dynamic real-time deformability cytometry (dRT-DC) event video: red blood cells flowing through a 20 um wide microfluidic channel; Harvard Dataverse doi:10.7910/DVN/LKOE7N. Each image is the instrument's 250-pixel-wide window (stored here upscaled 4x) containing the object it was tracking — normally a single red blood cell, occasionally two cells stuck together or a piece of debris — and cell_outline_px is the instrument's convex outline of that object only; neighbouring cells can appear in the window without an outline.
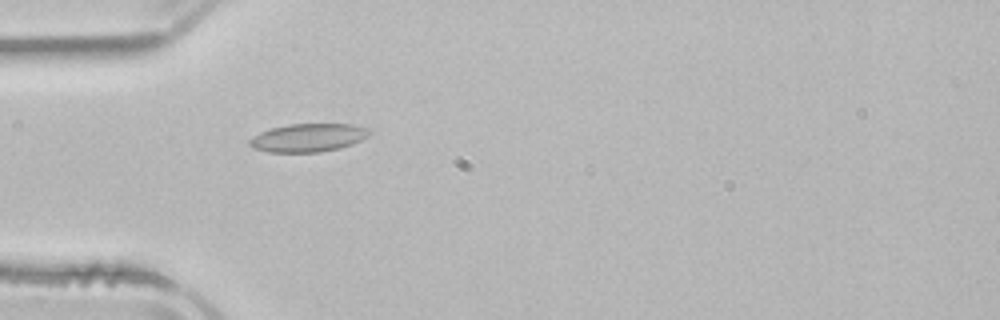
{"species": "common noctule bat (a hibernating species)", "species_latin": "Nyctalus noctula", "temperature_condition": "room temperature", "stored_images_in_passage": 3, "camera_frame_rate_fps": 3000, "um_per_image_px": 0.085, "animal": {"sex": "male", "body_mass_g": 21.5, "forearm_length_mm": 52.0}, "frame": {"image": 1, "passage_image": 3, "time_ms": 3.667, "image_size_px": [1000, 320], "cell_outline_px": [[372, 132], [368, 136], [352, 144], [340, 148], [320, 152], [268, 152], [252, 148], [248, 144], [248, 140], [252, 136], [260, 132], [272, 128], [288, 124], [352, 124], [368, 128]], "centroid_in_image_um": [26.17, 11.7], "position_along_channel_um": 58.8, "area_um2": 19.83}}